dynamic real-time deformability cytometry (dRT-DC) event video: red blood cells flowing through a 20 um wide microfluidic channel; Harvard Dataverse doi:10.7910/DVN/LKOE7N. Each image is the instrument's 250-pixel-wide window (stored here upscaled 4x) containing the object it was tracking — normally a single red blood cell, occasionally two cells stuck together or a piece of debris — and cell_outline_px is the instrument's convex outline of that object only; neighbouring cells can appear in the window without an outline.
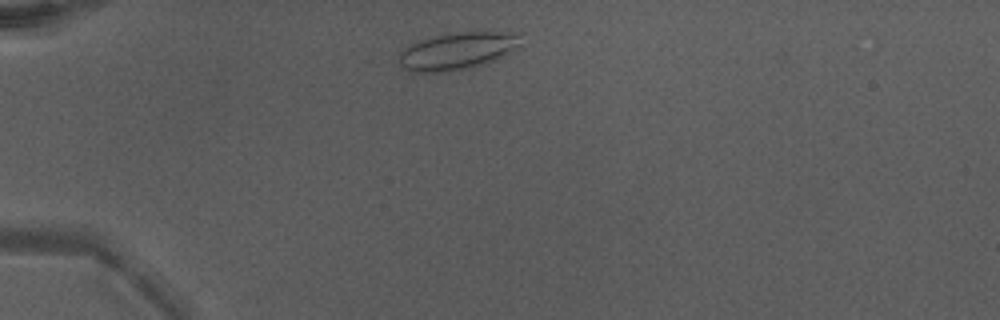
{"species": "Egyptian fruit bat (a non-hibernating species)", "species_latin": "Rousettus aegyptiacus", "temperature_condition": "warm", "stored_images_in_passage": 31, "camera_frame_rate_fps": 3000, "um_per_image_px": 0.085, "animal": {"sex": "male"}, "frame": {"image": 1, "passage_image": 1, "time_ms": 0.0, "image_size_px": [1000, 320], "cell_outline_px": [[520, 32], [516, 44], [504, 56], [496, 60], [484, 64], [464, 68], [440, 72], [412, 72], [404, 68], [400, 64], [400, 56], [408, 44], [420, 40], [452, 32]], "centroid_in_image_um": [38.83, 4.32], "position_along_channel_um": 46.2, "area_um2": 25.78}}
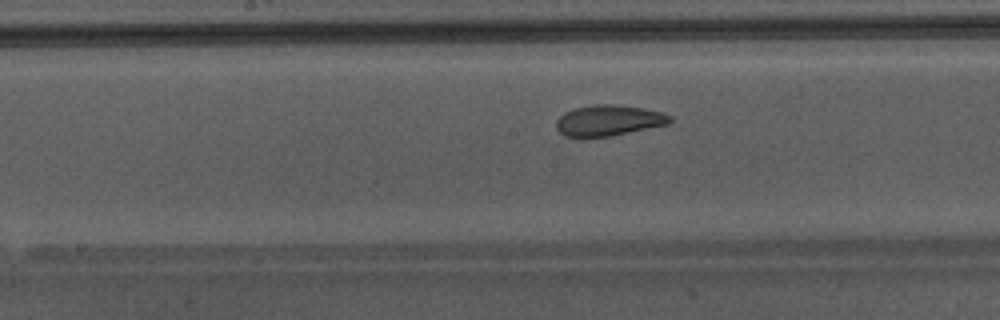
{"frame": {"image": 2, "passage_image": 14, "time_ms": 4.333, "image_size_px": [1000, 320], "cell_outline_px": [[672, 120], [668, 124], [608, 136], [564, 136], [556, 128], [556, 120], [564, 112], [576, 108], [596, 104], [612, 104], [644, 108], [660, 112], [672, 116]], "centroid_in_image_um": [51.73, 10.22], "position_along_channel_um": 196.5, "area_um2": 20.06}}
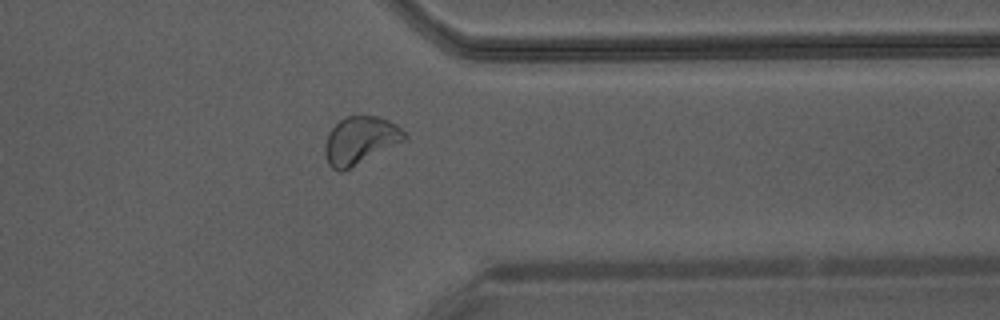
{"frame": {"image": 3, "passage_image": 27, "time_ms": 8.667, "image_size_px": [1000, 320], "cell_outline_px": [[408, 136], [404, 140], [340, 172], [332, 168], [328, 164], [324, 156], [324, 144], [328, 132], [340, 120], [348, 116], [376, 116], [388, 120], [396, 124]], "centroid_in_image_um": [30.56, 11.92], "position_along_channel_um": 380.8, "area_um2": 21.62}, "authors_computed_cell_mechanics": {"area_um2": 20.808, "velocity_mm_per_s": 4.307, "shape_relaxation_time_tau1_ms": null, "shape_relaxation_time_tau2_ms": 0.9318, "deformation_change_tau1": null, "deformation_change_tau2": 0.0521}}